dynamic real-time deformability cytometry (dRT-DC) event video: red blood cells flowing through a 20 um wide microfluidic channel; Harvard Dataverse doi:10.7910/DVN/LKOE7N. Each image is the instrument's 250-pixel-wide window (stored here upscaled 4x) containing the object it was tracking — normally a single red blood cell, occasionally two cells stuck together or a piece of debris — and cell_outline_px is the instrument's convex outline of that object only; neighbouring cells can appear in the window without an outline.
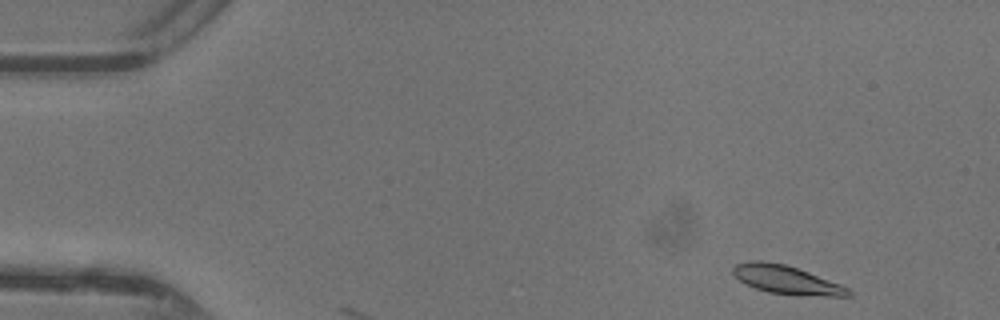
{"species": "common noctule bat (a hibernating species)", "species_latin": "Nyctalus noctula", "temperature_condition": "warm", "stored_images_in_passage": 2, "camera_frame_rate_fps": 3000, "um_per_image_px": 0.085, "animal": {"sex": "female"}, "frame": {"image": 1, "passage_image": 1, "time_ms": 0.0, "image_size_px": [1000, 320], "cell_outline_px": [[852, 292], [848, 296], [824, 296], [768, 292], [756, 288], [740, 280], [732, 272], [732, 268], [736, 264], [752, 260], [760, 260], [784, 264], [808, 272], [840, 284], [848, 288]], "centroid_in_image_um": [66.84, 23.77], "position_along_channel_um": 18.2, "area_um2": 18.61}}